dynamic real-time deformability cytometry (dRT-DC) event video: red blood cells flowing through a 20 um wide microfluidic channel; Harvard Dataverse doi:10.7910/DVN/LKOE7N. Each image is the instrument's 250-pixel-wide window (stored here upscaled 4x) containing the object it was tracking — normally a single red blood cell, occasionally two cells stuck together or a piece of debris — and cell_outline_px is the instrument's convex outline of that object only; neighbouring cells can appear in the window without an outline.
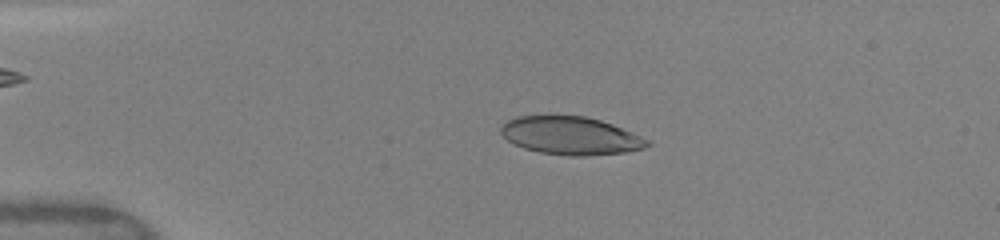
{"species": "human", "species_latin": "Homo sapiens", "temperature_condition": "warm", "stored_images_in_passage": 49, "camera_frame_rate_fps": 3000, "um_per_image_px": 0.085, "donor": {"sex": "female"}, "frame": {"image": 1, "passage_image": 11, "time_ms": 3.333, "image_size_px": [1000, 240], "cell_outline_px": [[652, 144], [644, 148], [624, 152], [584, 156], [568, 156], [540, 152], [524, 148], [508, 140], [500, 132], [500, 128], [508, 120], [516, 116], [548, 112], [584, 116], [600, 120], [612, 124], [640, 136], [648, 140]], "centroid_in_image_um": [48.45, 11.48], "position_along_channel_um": 36.5, "area_um2": 33.06}}
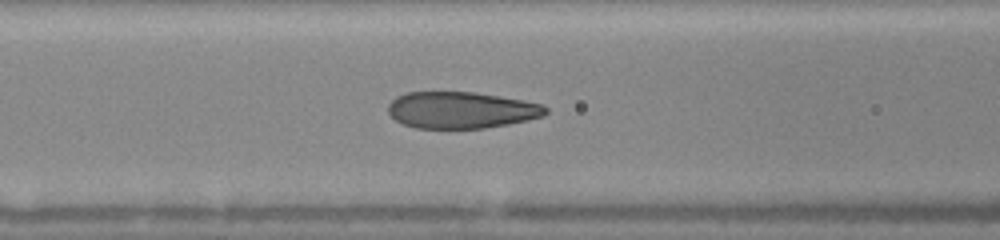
{"frame": {"image": 2, "passage_image": 21, "time_ms": 6.667, "image_size_px": [1000, 240], "cell_outline_px": [[548, 112], [544, 116], [508, 124], [484, 128], [416, 128], [404, 124], [396, 120], [388, 112], [388, 104], [396, 96], [404, 92], [472, 92], [500, 96], [524, 100], [540, 104], [548, 108]], "centroid_in_image_um": [39.19, 9.35], "position_along_channel_um": 127.4, "area_um2": 33.58}}
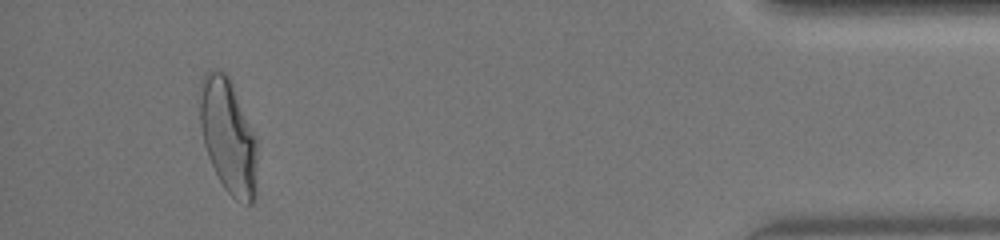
{"frame": {"image": 3, "passage_image": 46, "time_ms": 15.0, "image_size_px": [1000, 240], "cell_outline_px": [[256, 196], [252, 204], [244, 204], [236, 200], [224, 188], [208, 156], [204, 144], [200, 128], [200, 80], [204, 72], [212, 68], [224, 72], [228, 76], [256, 140]], "centroid_in_image_um": [19.37, 11.59], "position_along_channel_um": 415.8, "area_um2": 37.92}, "authors_computed_cell_mechanics": {"area_um2": 34.391, "velocity_mm_per_s": 4.1369, "shape_relaxation_time_tau1_ms": 4.7827, "shape_relaxation_time_tau2_ms": null, "deformation_change_tau1": 0.2055, "deformation_change_tau2": null}}